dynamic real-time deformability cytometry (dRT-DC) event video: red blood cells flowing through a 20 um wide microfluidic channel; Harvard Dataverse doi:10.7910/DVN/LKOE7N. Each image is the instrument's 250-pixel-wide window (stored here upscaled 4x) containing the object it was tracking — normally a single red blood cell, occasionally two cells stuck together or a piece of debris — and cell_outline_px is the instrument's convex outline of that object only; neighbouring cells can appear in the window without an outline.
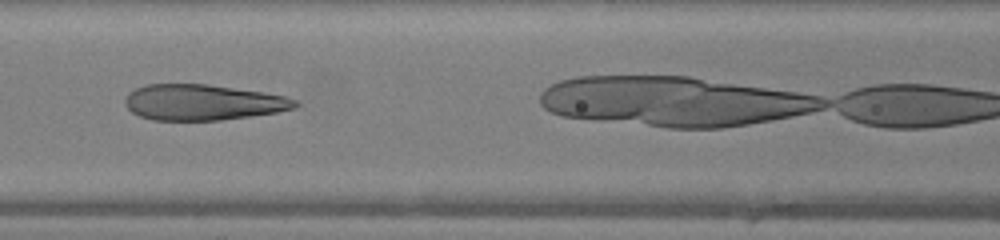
{"species": "human", "species_latin": "Homo sapiens", "temperature_condition": "warm", "stored_images_in_passage": 21, "camera_frame_rate_fps": 3000, "um_per_image_px": 0.085, "donor": {"sex": "female"}, "frame": {"image": 1, "passage_image": 15, "time_ms": 4.667, "image_size_px": [1000, 240], "cell_outline_px": [[300, 104], [296, 108], [276, 112], [220, 120], [152, 120], [140, 116], [132, 112], [124, 104], [124, 100], [128, 92], [144, 84], [208, 84], [260, 92], [284, 96], [296, 100]], "centroid_in_image_um": [17.19, 8.7], "position_along_channel_um": 149.4, "area_um2": 35.32}}